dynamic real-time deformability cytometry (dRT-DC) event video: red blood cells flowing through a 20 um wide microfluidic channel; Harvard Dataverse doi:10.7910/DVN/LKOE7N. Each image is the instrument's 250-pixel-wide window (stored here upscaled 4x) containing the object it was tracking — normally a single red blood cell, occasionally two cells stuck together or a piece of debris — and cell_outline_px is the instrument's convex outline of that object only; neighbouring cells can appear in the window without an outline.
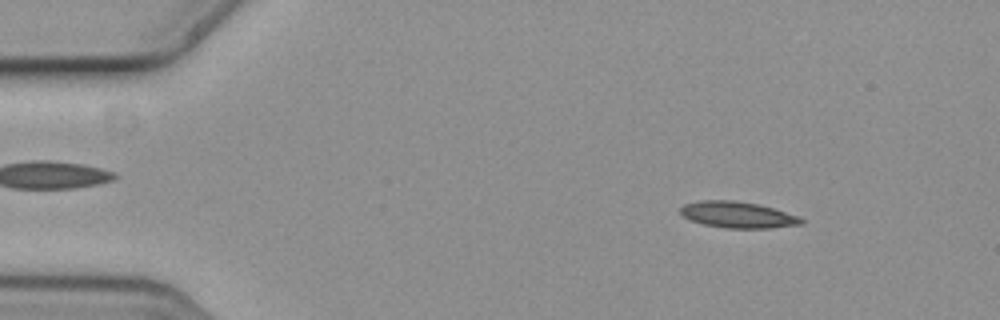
{"species": "common noctule bat (a hibernating species)", "species_latin": "Nyctalus noctula", "temperature_condition": "cold", "stored_images_in_passage": 6, "camera_frame_rate_fps": 3000, "um_per_image_px": 0.085, "animal": {"sex": "female", "body_mass_g": 19.3, "forearm_length_mm": 54.1}, "frame": {"image": 1, "passage_image": 2, "time_ms": 0.333, "image_size_px": [1000, 320], "cell_outline_px": [[804, 224], [772, 228], [724, 228], [704, 224], [688, 220], [680, 212], [680, 208], [684, 204], [700, 200], [736, 200], [756, 204], [772, 208], [800, 216], [804, 220]], "centroid_in_image_um": [62.71, 18.26], "position_along_channel_um": 22.3, "area_um2": 18.61}}
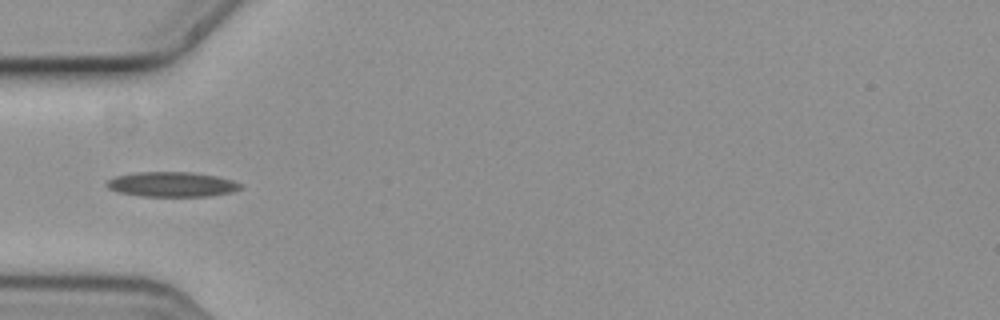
{"frame": {"image": 2, "passage_image": 5, "time_ms": 1.333, "image_size_px": [1000, 320], "cell_outline_px": [[244, 188], [232, 192], [208, 196], [140, 196], [120, 192], [108, 188], [104, 184], [108, 180], [116, 176], [136, 172], [192, 172], [216, 176], [232, 180], [244, 184]], "centroid_in_image_um": [14.65, 15.67], "position_along_channel_um": 70.4, "area_um2": 19.48}}
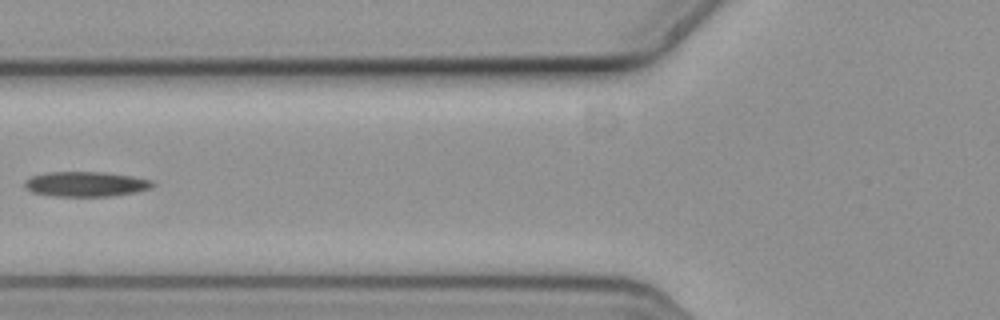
{"frame": {"image": 3, "passage_image": 6, "time_ms": 1.667, "image_size_px": [1000, 320], "cell_outline_px": [[156, 184], [152, 188], [136, 192], [112, 196], [52, 196], [32, 192], [24, 188], [24, 180], [32, 176], [48, 172], [100, 172], [132, 176], [152, 180]], "centroid_in_image_um": [7.29, 15.65], "position_along_channel_um": 118.5, "area_um2": 18.73}}